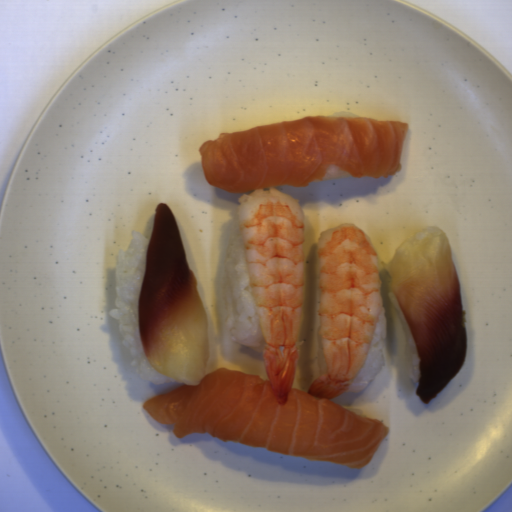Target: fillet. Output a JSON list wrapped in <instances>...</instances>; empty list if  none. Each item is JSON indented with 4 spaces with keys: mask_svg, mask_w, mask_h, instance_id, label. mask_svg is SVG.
I'll return each instance as SVG.
<instances>
[{
    "mask_svg": "<svg viewBox=\"0 0 512 512\" xmlns=\"http://www.w3.org/2000/svg\"><path fill=\"white\" fill-rule=\"evenodd\" d=\"M145 358L180 381L143 403L156 422L173 424L174 437L207 433L223 442L347 467L366 466L389 434L387 424L343 408L332 399L291 389L281 406L270 379L217 368L207 374L210 336L196 276L175 215L157 205L138 297Z\"/></svg>",
    "mask_w": 512,
    "mask_h": 512,
    "instance_id": "obj_1",
    "label": "fillet"
},
{
    "mask_svg": "<svg viewBox=\"0 0 512 512\" xmlns=\"http://www.w3.org/2000/svg\"><path fill=\"white\" fill-rule=\"evenodd\" d=\"M409 125L373 117L309 115L204 141L206 181L228 193L303 188L339 178H389L402 169Z\"/></svg>",
    "mask_w": 512,
    "mask_h": 512,
    "instance_id": "obj_2",
    "label": "fillet"
},
{
    "mask_svg": "<svg viewBox=\"0 0 512 512\" xmlns=\"http://www.w3.org/2000/svg\"><path fill=\"white\" fill-rule=\"evenodd\" d=\"M419 357L416 395L423 404L453 380L468 353L460 278L445 230L407 237L381 262Z\"/></svg>",
    "mask_w": 512,
    "mask_h": 512,
    "instance_id": "obj_3",
    "label": "fillet"
}]
</instances>
